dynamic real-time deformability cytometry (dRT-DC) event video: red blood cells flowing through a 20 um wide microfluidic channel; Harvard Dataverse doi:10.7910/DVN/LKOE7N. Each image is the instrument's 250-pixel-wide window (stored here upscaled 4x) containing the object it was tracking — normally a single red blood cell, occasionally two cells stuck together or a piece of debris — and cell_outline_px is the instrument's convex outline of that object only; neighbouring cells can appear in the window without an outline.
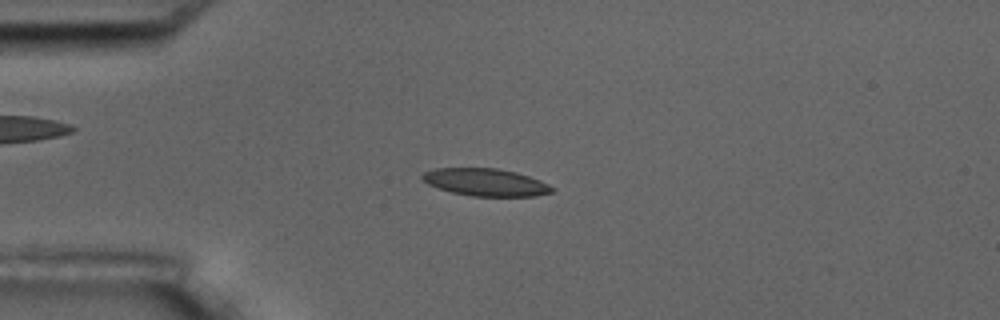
{"species": "common noctule bat (a hibernating species)", "species_latin": "Nyctalus noctula", "temperature_condition": "room temperature", "stored_images_in_passage": 12, "camera_frame_rate_fps": 3000, "um_per_image_px": 0.085, "animal": {"sex": "male", "body_mass_g": 17.5, "forearm_length_mm": 52.3}, "frame": {"image": 1, "passage_image": 3, "time_ms": 2.333, "image_size_px": [1000, 320], "cell_outline_px": [[556, 188], [552, 192], [536, 196], [472, 196], [452, 192], [428, 184], [420, 180], [420, 176], [424, 172], [436, 168], [496, 168], [516, 172], [540, 180]], "centroid_in_image_um": [41.28, 15.49], "position_along_channel_um": 43.7, "area_um2": 20.75}}
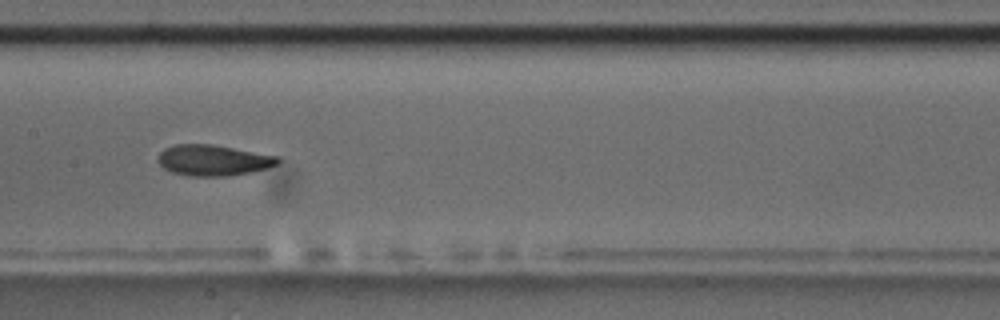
{"frame": {"image": 2, "passage_image": 7, "time_ms": 7.0, "image_size_px": [1000, 320], "cell_outline_px": [[280, 164], [268, 168], [252, 172], [224, 176], [188, 176], [172, 172], [164, 168], [156, 160], [156, 156], [164, 148], [176, 144], [212, 144], [280, 156]], "centroid_in_image_um": [18.14, 13.62], "position_along_channel_um": 189.3, "area_um2": 21.85}}
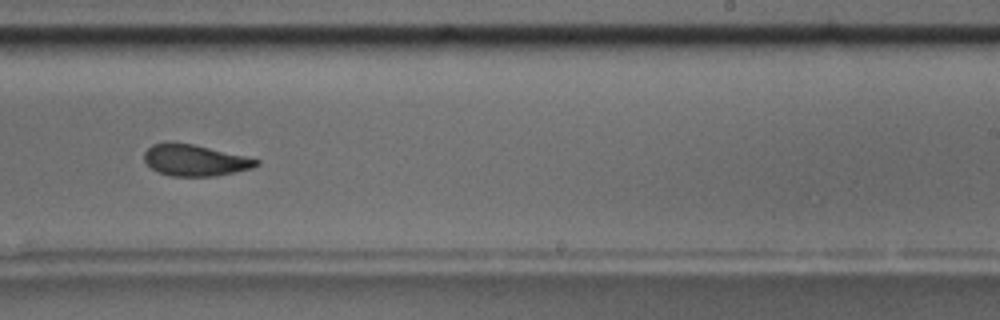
{"frame": {"image": 3, "passage_image": 9, "time_ms": 9.333, "image_size_px": [1000, 320], "cell_outline_px": [[260, 164], [252, 168], [236, 172], [216, 176], [172, 176], [160, 172], [152, 168], [144, 160], [144, 152], [152, 144], [168, 140], [196, 144], [248, 156], [260, 160]], "centroid_in_image_um": [16.59, 13.59], "position_along_channel_um": 272.4, "area_um2": 20.98}, "authors_computed_cell_mechanics": {"area_um2": 21.097, "velocity_mm_per_s": 3.5742, "shape_relaxation_time_tau1_ms": 1.8798, "shape_relaxation_time_tau2_ms": 1.7934, "deformation_change_tau1": 0.115, "deformation_change_tau2": 0.0813}}